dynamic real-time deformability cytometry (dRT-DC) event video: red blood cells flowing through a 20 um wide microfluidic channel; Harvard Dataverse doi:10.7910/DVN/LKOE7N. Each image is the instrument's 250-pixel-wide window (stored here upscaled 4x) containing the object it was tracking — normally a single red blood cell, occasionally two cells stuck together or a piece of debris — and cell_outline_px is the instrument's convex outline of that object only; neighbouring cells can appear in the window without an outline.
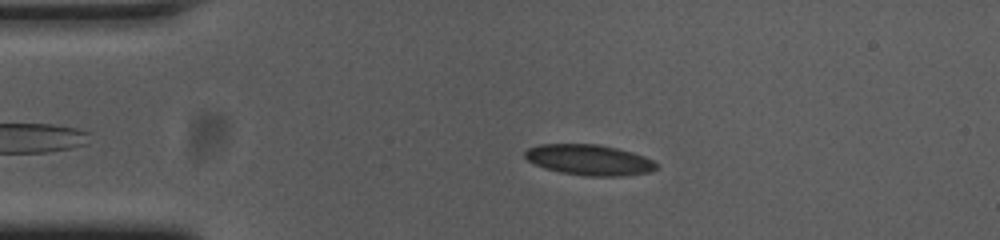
{"species": "common noctule bat (a hibernating species)", "species_latin": "Nyctalus noctula", "temperature_condition": "cold", "stored_images_in_passage": 56, "camera_frame_rate_fps": 3000, "um_per_image_px": 0.085, "animal": {"sex": "female", "body_mass_g": 23.0, "forearm_length_mm": 53.4}, "frame": {"image": 1, "passage_image": 12, "time_ms": 3.667, "image_size_px": [1000, 240], "cell_outline_px": [[660, 164], [656, 168], [648, 172], [620, 176], [588, 176], [560, 172], [544, 168], [528, 160], [524, 156], [524, 152], [528, 148], [540, 144], [596, 144], [616, 148], [632, 152], [644, 156]], "centroid_in_image_um": [50.08, 13.59], "position_along_channel_um": 34.9, "area_um2": 23.35}}
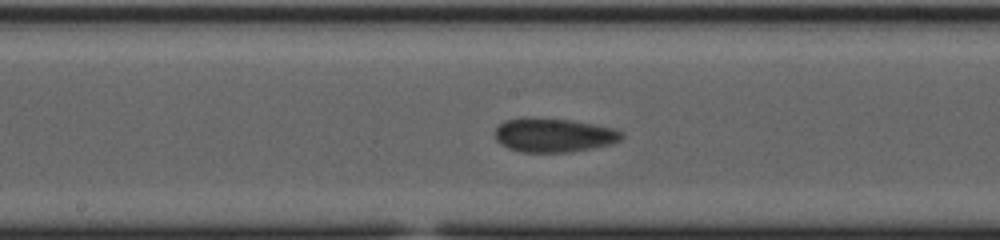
{"frame": {"image": 2, "passage_image": 29, "time_ms": 9.333, "image_size_px": [1000, 240], "cell_outline_px": [[624, 136], [620, 140], [608, 144], [592, 148], [568, 152], [520, 152], [508, 148], [500, 144], [496, 140], [496, 128], [504, 120], [524, 116], [572, 120], [612, 128], [620, 132]], "centroid_in_image_um": [47.0, 11.47], "position_along_channel_um": 201.2, "area_um2": 25.09}}
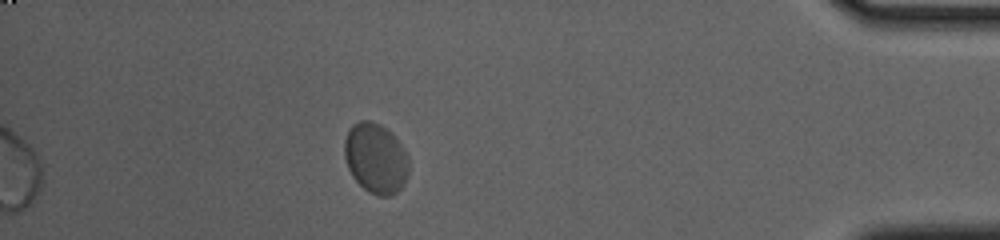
{"frame": {"image": 3, "passage_image": 50, "time_ms": 16.333, "image_size_px": [1000, 240], "cell_outline_px": [[408, 172], [404, 184], [392, 196], [380, 196], [368, 192], [352, 176], [348, 168], [344, 156], [344, 140], [352, 124], [360, 120], [372, 120], [388, 128], [400, 144], [408, 156]], "centroid_in_image_um": [31.92, 13.44], "position_along_channel_um": 403.3, "area_um2": 26.47}, "authors_computed_cell_mechanics": {"area_um2": 23.7269, "velocity_mm_per_s": 3.5835, "shape_relaxation_time_tau1_ms": 1.9949, "shape_relaxation_time_tau2_ms": null, "deformation_change_tau1": 0.0548, "deformation_change_tau2": null}}